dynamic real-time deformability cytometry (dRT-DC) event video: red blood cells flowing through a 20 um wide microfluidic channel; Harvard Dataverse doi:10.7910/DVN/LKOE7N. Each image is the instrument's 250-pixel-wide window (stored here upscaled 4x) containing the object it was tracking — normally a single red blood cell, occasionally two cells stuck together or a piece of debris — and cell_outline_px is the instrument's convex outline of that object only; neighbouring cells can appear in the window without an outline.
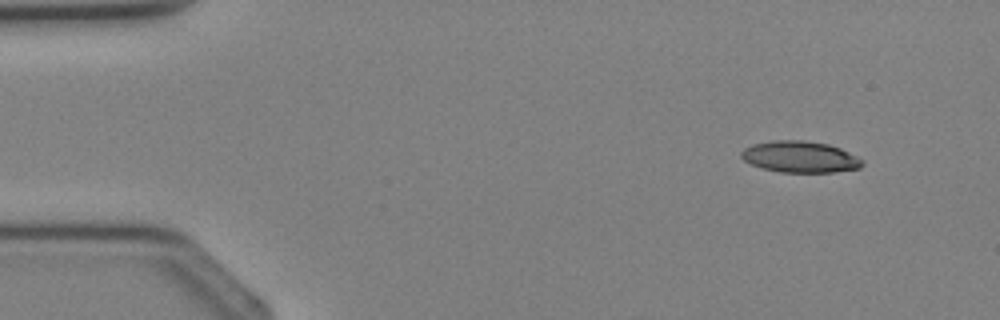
{"species": "Egyptian fruit bat (a non-hibernating species)", "species_latin": "Rousettus aegyptiacus", "temperature_condition": "cold", "stored_images_in_passage": 3, "camera_frame_rate_fps": 3000, "um_per_image_px": 0.085, "animal": {"sex": "female"}, "frame": {"image": 1, "passage_image": 1, "time_ms": 0.0, "image_size_px": [1000, 320], "cell_outline_px": [[864, 164], [860, 168], [832, 172], [780, 172], [764, 168], [752, 164], [744, 160], [740, 156], [740, 152], [744, 148], [752, 144], [772, 140], [804, 140], [828, 144], [840, 148], [864, 160]], "centroid_in_image_um": [68.0, 13.32], "position_along_channel_um": 17.0, "area_um2": 22.14}}
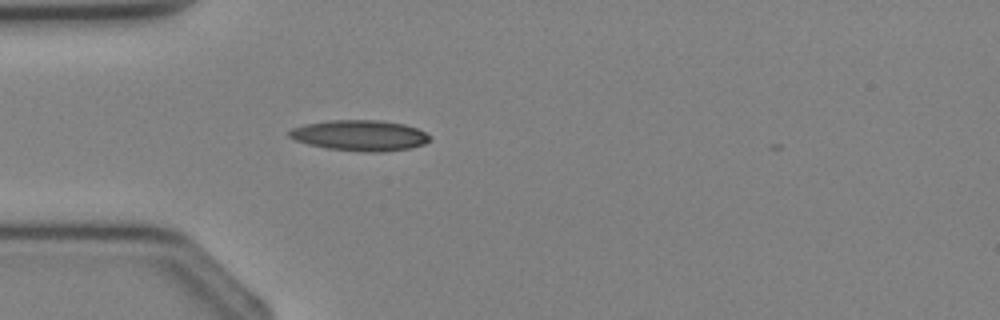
{"frame": {"image": 2, "passage_image": 3, "time_ms": 2.333, "image_size_px": [1000, 320], "cell_outline_px": [[428, 140], [424, 144], [412, 148], [384, 152], [368, 152], [328, 148], [308, 144], [296, 140], [288, 136], [288, 132], [292, 128], [304, 124], [328, 120], [380, 120], [404, 124], [416, 128], [424, 132], [428, 136]], "centroid_in_image_um": [30.57, 11.51], "position_along_channel_um": 54.4, "area_um2": 25.03}}